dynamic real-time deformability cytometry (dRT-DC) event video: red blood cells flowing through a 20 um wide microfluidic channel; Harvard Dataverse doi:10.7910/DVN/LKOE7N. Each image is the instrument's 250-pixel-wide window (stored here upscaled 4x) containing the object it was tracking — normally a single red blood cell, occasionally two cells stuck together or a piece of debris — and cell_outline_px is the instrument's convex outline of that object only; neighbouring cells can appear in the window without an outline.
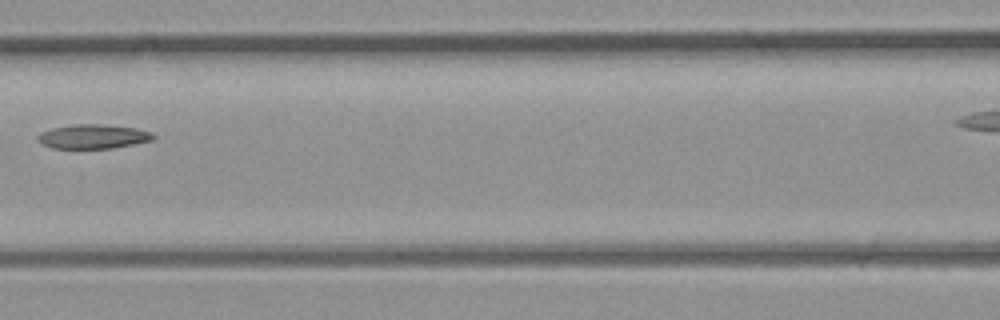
{"species": "common noctule bat (a hibernating species)", "species_latin": "Nyctalus noctula", "temperature_condition": "room temperature", "stored_images_in_passage": 4, "segment_of_instrument_passage": [1, 2], "camera_frame_rate_fps": 3000, "um_per_image_px": 0.085, "animal": {"sex": "male", "body_mass_g": 23.1, "forearm_length_mm": 52.7}, "frame": {"image": 1, "passage_image": 3, "time_ms": 0.667, "image_size_px": [1000, 320], "cell_outline_px": [[156, 136], [152, 140], [112, 148], [52, 148], [40, 144], [36, 140], [36, 136], [40, 132], [52, 128], [72, 124], [96, 124], [136, 128], [152, 132]], "centroid_in_image_um": [7.85, 11.6], "position_along_channel_um": 158.7, "area_um2": 16.36}}